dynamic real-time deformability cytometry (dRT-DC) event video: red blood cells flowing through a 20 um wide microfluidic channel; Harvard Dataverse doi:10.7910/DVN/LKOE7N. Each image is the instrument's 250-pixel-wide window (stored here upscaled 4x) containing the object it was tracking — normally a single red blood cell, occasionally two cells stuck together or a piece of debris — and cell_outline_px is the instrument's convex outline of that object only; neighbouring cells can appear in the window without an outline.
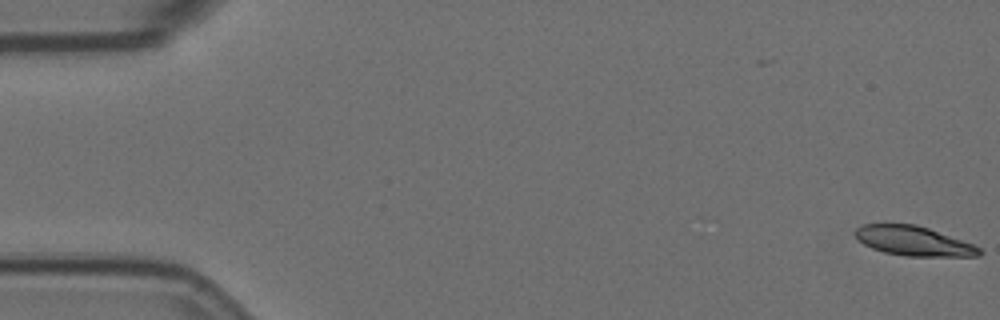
{"species": "Egyptian fruit bat (a non-hibernating species)", "species_latin": "Rousettus aegyptiacus", "temperature_condition": "room temperature", "stored_images_in_passage": 7, "camera_frame_rate_fps": 3000, "um_per_image_px": 0.085, "animal": {"sex": "female"}, "frame": {"image": 1, "passage_image": 1, "time_ms": 0.0, "image_size_px": [1000, 320], "cell_outline_px": [[984, 252], [980, 256], [904, 256], [884, 252], [872, 248], [864, 244], [856, 236], [856, 228], [864, 224], [916, 224], [928, 228], [972, 244], [980, 248]], "centroid_in_image_um": [77.67, 20.49], "position_along_channel_um": 7.3, "area_um2": 21.1}}
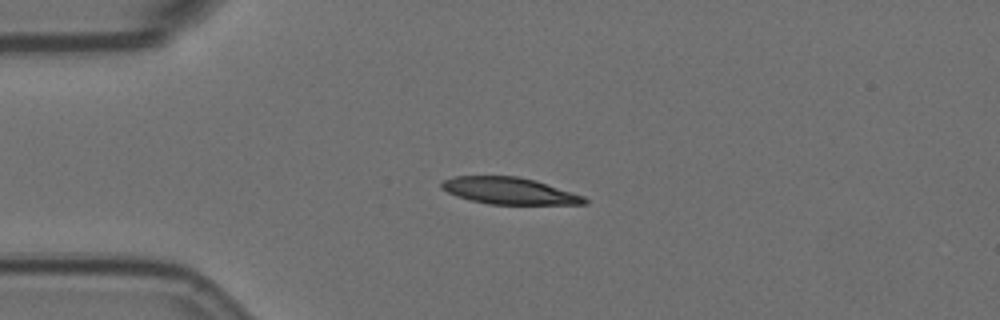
{"frame": {"image": 2, "passage_image": 5, "time_ms": 1.333, "image_size_px": [1000, 320], "cell_outline_px": [[588, 204], [488, 204], [456, 196], [440, 188], [440, 180], [452, 176], [516, 176], [536, 180], [584, 196], [588, 200]], "centroid_in_image_um": [43.25, 16.21], "position_along_channel_um": 41.7, "area_um2": 22.37}}
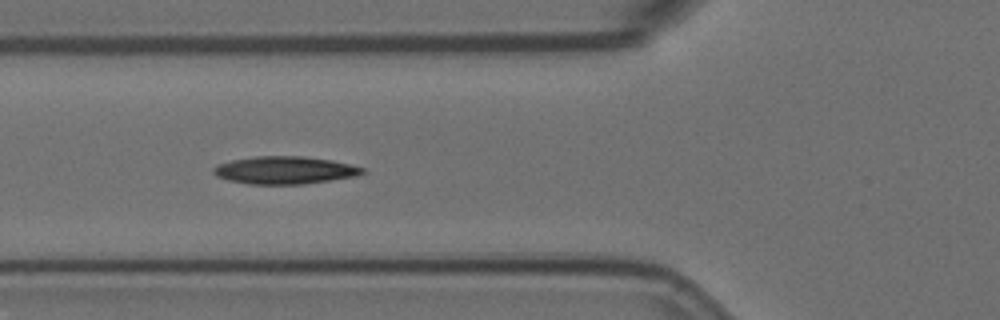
{"frame": {"image": 3, "passage_image": 7, "time_ms": 2.0, "image_size_px": [1000, 320], "cell_outline_px": [[364, 172], [356, 176], [304, 184], [248, 184], [228, 180], [216, 176], [212, 172], [212, 168], [220, 164], [232, 160], [256, 156], [304, 156], [332, 160], [364, 168]], "centroid_in_image_um": [24.18, 14.46], "position_along_channel_um": 101.6, "area_um2": 23.87}}